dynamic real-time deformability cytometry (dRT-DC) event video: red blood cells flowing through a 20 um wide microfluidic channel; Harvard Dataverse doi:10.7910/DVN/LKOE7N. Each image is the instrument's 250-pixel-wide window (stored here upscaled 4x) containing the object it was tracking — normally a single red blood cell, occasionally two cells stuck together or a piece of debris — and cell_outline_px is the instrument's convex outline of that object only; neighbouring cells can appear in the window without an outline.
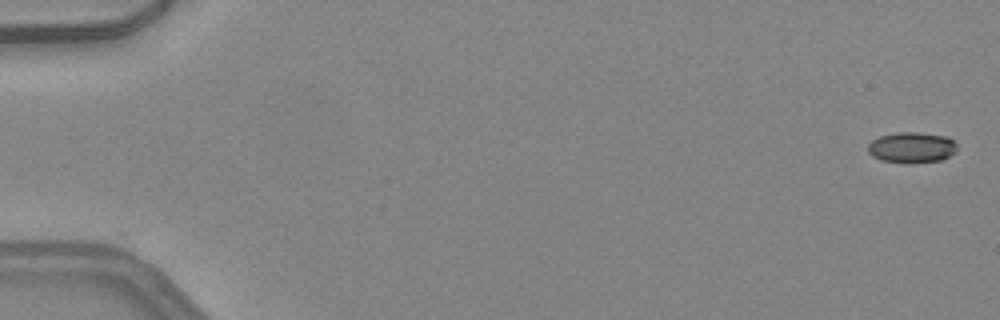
{"species": "common noctule bat (a hibernating species)", "species_latin": "Nyctalus noctula", "temperature_condition": "warm", "stored_images_in_passage": 50, "camera_frame_rate_fps": 3000, "um_per_image_px": 0.085, "animal": {"sex": "female", "body_mass_g": 24.6, "forearm_length_mm": 56.2}, "frame": {"image": 1, "passage_image": 1, "time_ms": 0.0, "image_size_px": [1000, 320], "cell_outline_px": [[956, 152], [940, 160], [908, 164], [880, 160], [872, 156], [868, 152], [868, 144], [872, 140], [880, 136], [896, 132], [920, 132], [948, 136], [956, 144]], "centroid_in_image_um": [77.48, 12.53], "position_along_channel_um": 7.5, "area_um2": 16.18}}
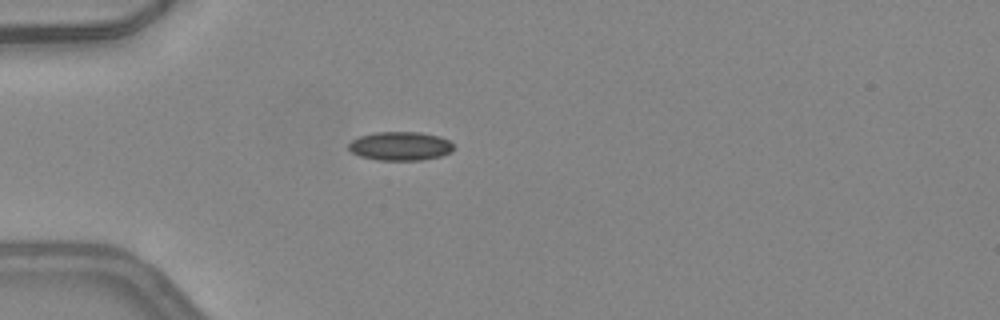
{"frame": {"image": 2, "passage_image": 15, "time_ms": 4.667, "image_size_px": [1000, 320], "cell_outline_px": [[452, 152], [440, 156], [420, 160], [376, 160], [360, 156], [352, 152], [348, 148], [348, 144], [352, 140], [360, 136], [376, 132], [420, 132], [440, 136], [448, 140], [452, 144]], "centroid_in_image_um": [34.01, 12.41], "position_along_channel_um": 51.0, "area_um2": 17.57}}
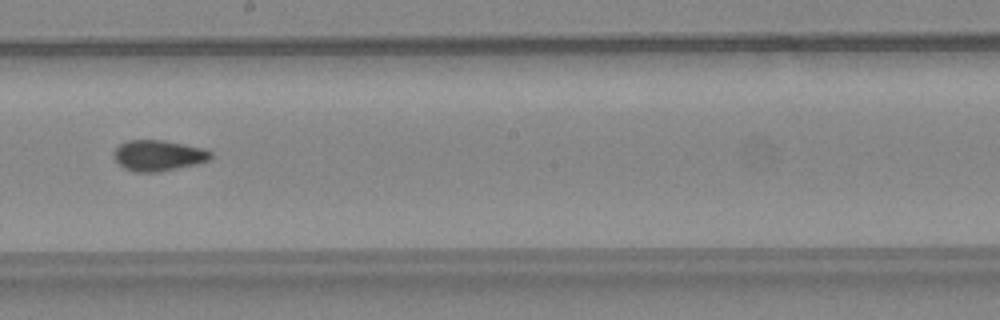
{"frame": {"image": 3, "passage_image": 29, "time_ms": 9.333, "image_size_px": [1000, 320], "cell_outline_px": [[212, 160], [196, 164], [160, 172], [132, 172], [124, 168], [112, 156], [112, 152], [120, 144], [128, 140], [164, 140], [204, 148], [212, 152]], "centroid_in_image_um": [13.47, 13.22], "position_along_channel_um": 234.7, "area_um2": 17.63}, "authors_computed_cell_mechanics": {"area_um2": 16.9354, "velocity_mm_per_s": 4.2573, "shape_relaxation_time_tau1_ms": 8.7504, "shape_relaxation_time_tau2_ms": 1.8168, "deformation_change_tau1": 0.1979, "deformation_change_tau2": 0.0686}}